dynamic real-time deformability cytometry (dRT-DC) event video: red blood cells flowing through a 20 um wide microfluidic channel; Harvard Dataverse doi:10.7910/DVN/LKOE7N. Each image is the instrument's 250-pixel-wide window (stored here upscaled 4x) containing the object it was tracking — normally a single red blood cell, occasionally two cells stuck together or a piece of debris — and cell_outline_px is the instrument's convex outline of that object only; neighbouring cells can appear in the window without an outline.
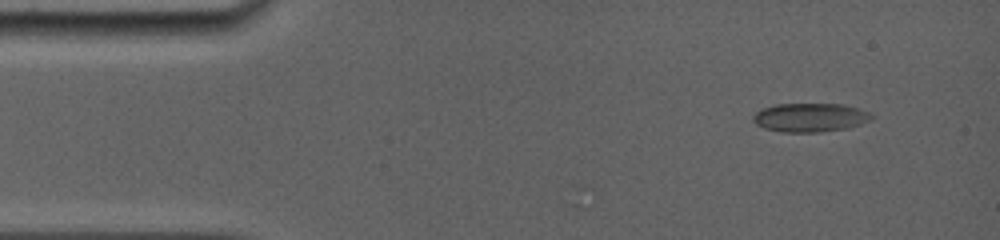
{"species": "common noctule bat (a hibernating species)", "species_latin": "Nyctalus noctula", "temperature_condition": "room temperature", "stored_images_in_passage": 69, "camera_frame_rate_fps": 5000, "um_per_image_px": 0.085, "animal": {"sex": "female", "body_mass_g": 19.0, "forearm_length_mm": 56.7}, "frame": {"image": 1, "passage_image": 4, "time_ms": 1.2, "image_size_px": [1000, 240], "cell_outline_px": [[876, 116], [860, 124], [848, 128], [816, 132], [780, 132], [764, 128], [756, 124], [752, 120], [752, 116], [756, 112], [764, 108], [776, 104], [844, 104], [868, 112]], "centroid_in_image_um": [68.83, 9.99], "position_along_channel_um": 16.2, "area_um2": 19.77}}
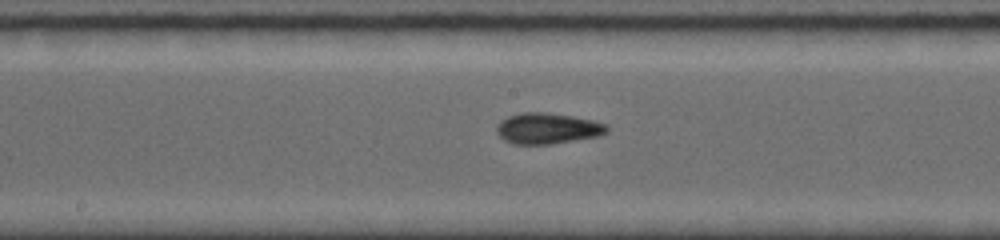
{"frame": {"image": 2, "passage_image": 39, "time_ms": 8.0, "image_size_px": [1000, 240], "cell_outline_px": [[608, 132], [600, 136], [552, 144], [512, 144], [504, 140], [496, 132], [496, 124], [500, 120], [508, 116], [520, 112], [544, 112], [572, 116], [592, 120], [604, 124], [608, 128]], "centroid_in_image_um": [46.5, 10.92], "position_along_channel_um": 201.7, "area_um2": 20.0}}
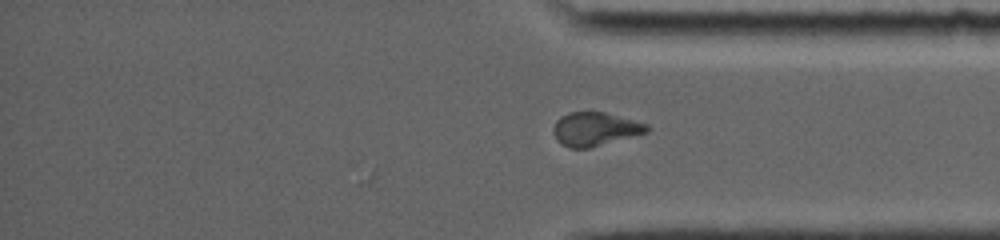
{"frame": {"image": 3, "passage_image": 69, "time_ms": 12.6, "image_size_px": [1000, 240], "cell_outline_px": [[652, 128], [648, 132], [588, 148], [568, 148], [560, 144], [556, 140], [552, 132], [552, 128], [556, 120], [560, 116], [568, 112], [604, 112], [648, 124]], "centroid_in_image_um": [50.54, 10.97], "position_along_channel_um": 384.7, "area_um2": 18.44}}